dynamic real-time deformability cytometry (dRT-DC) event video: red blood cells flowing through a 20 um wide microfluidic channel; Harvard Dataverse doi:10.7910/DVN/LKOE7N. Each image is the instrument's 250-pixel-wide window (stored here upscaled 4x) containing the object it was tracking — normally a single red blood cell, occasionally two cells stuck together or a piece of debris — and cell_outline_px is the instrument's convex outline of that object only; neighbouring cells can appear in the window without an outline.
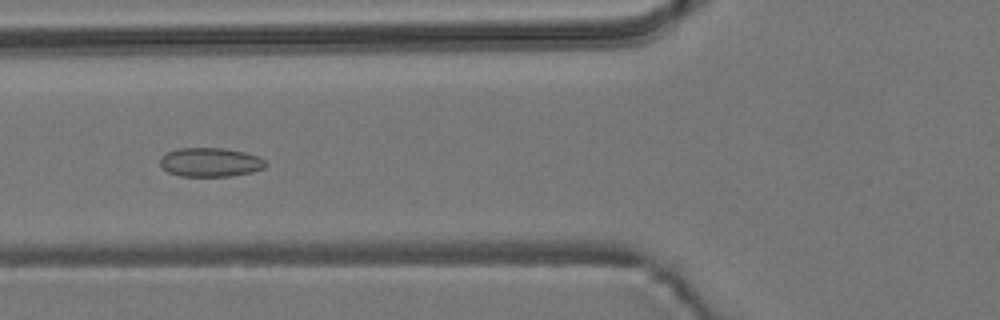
{"species": "common noctule bat (a hibernating species)", "species_latin": "Nyctalus noctula", "temperature_condition": "room temperature", "stored_images_in_passage": 43, "camera_frame_rate_fps": 3000, "um_per_image_px": 0.085, "animal": {"sex": "male", "body_mass_g": 19.2, "forearm_length_mm": 51.8}, "frame": {"image": 1, "passage_image": 16, "time_ms": 5.0, "image_size_px": [1000, 320], "cell_outline_px": [[268, 164], [264, 168], [252, 172], [228, 176], [180, 176], [168, 172], [160, 164], [160, 160], [168, 152], [176, 148], [224, 148], [244, 152], [260, 156]], "centroid_in_image_um": [17.91, 13.79], "position_along_channel_um": 107.9, "area_um2": 17.8}}
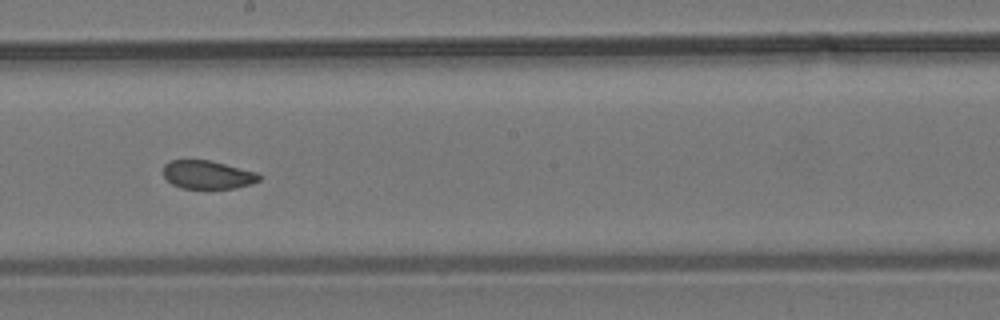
{"frame": {"image": 2, "passage_image": 26, "time_ms": 8.333, "image_size_px": [1000, 320], "cell_outline_px": [[260, 180], [236, 188], [180, 188], [172, 184], [164, 176], [164, 164], [168, 160], [208, 160], [256, 172], [260, 176]], "centroid_in_image_um": [17.6, 14.85], "position_along_channel_um": 230.6, "area_um2": 15.61}}
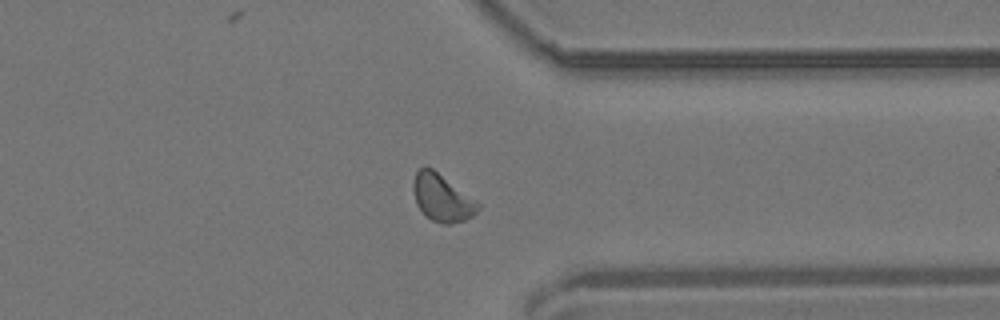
{"frame": {"image": 3, "passage_image": 38, "time_ms": 12.333, "image_size_px": [1000, 320], "cell_outline_px": [[480, 208], [472, 216], [464, 220], [452, 224], [440, 224], [424, 216], [416, 204], [412, 188], [412, 184], [416, 172], [424, 164], [432, 168], [476, 200], [480, 204]], "centroid_in_image_um": [37.54, 16.82], "position_along_channel_um": 373.9, "area_um2": 17.98}, "authors_computed_cell_mechanics": {"area_um2": 17.3978, "velocity_mm_per_s": 3.6699, "shape_relaxation_time_tau1_ms": null, "shape_relaxation_time_tau2_ms": 1.2815, "deformation_change_tau1": null, "deformation_change_tau2": 0.0569}}